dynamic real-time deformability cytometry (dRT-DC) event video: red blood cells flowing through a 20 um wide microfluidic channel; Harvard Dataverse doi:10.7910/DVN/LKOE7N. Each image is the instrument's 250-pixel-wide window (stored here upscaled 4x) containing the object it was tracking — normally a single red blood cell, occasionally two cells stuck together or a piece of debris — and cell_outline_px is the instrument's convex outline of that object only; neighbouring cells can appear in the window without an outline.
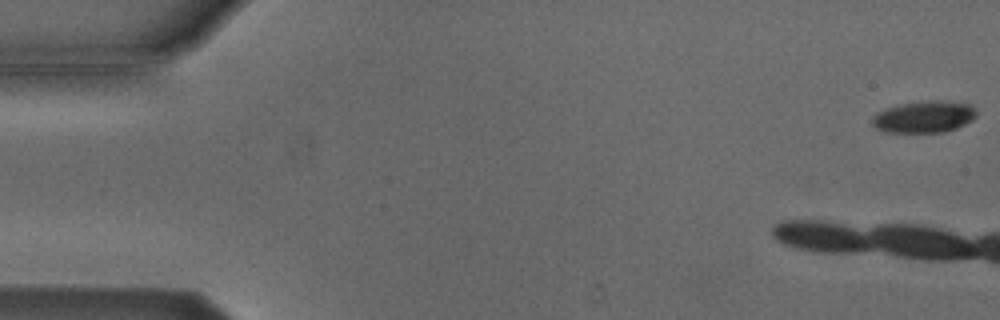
{"species": "Egyptian fruit bat (a non-hibernating species)", "species_latin": "Rousettus aegyptiacus", "temperature_condition": "cold", "stored_images_in_passage": 9, "camera_frame_rate_fps": 3000, "um_per_image_px": 0.085, "animal": {"sex": "male"}, "frame": {"image": 1, "passage_image": 1, "time_ms": 0.0, "image_size_px": [1000, 320], "cell_outline_px": [[976, 116], [972, 120], [956, 128], [944, 132], [884, 132], [876, 128], [872, 124], [872, 116], [876, 112], [900, 104], [932, 100], [948, 100], [972, 104], [976, 108]], "centroid_in_image_um": [78.57, 9.92], "position_along_channel_um": 6.4, "area_um2": 19.48}}